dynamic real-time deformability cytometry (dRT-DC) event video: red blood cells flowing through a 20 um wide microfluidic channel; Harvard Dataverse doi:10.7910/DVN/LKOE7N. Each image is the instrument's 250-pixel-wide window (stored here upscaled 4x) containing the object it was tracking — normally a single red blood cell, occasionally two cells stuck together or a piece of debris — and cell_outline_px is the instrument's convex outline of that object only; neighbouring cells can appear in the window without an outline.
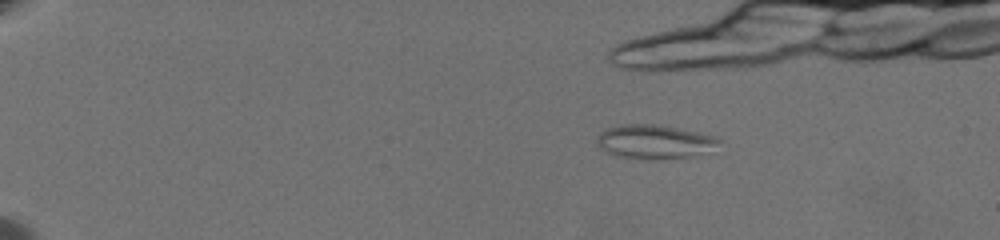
{"species": "common noctule bat (a hibernating species)", "species_latin": "Nyctalus noctula", "temperature_condition": "warm", "stored_images_in_passage": 22, "camera_frame_rate_fps": 3000, "um_per_image_px": 0.085, "animal": {"sex": "female", "body_mass_g": 19.5, "forearm_length_mm": 54.1}, "frame": {"image": 1, "passage_image": 10, "time_ms": 3.0, "image_size_px": [1000, 240], "cell_outline_px": [[724, 140], [692, 156], [620, 156], [608, 152], [600, 148], [596, 144], [596, 136], [600, 132], [608, 128], [620, 124], [652, 124], [676, 128], [716, 136]], "centroid_in_image_um": [55.54, 11.97], "position_along_channel_um": 29.5, "area_um2": 22.66}}
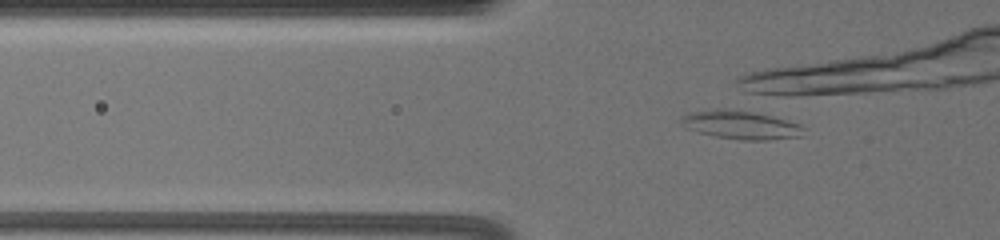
{"frame": {"image": 2, "passage_image": 22, "time_ms": 7.0, "image_size_px": [1000, 240], "cell_outline_px": [[804, 136], [764, 140], [744, 140], [716, 136], [700, 132], [688, 128], [680, 124], [680, 120], [684, 116], [692, 112], [720, 108], [752, 112], [800, 124], [804, 128]], "centroid_in_image_um": [62.98, 10.63], "position_along_channel_um": 62.8, "area_um2": 19.83}}